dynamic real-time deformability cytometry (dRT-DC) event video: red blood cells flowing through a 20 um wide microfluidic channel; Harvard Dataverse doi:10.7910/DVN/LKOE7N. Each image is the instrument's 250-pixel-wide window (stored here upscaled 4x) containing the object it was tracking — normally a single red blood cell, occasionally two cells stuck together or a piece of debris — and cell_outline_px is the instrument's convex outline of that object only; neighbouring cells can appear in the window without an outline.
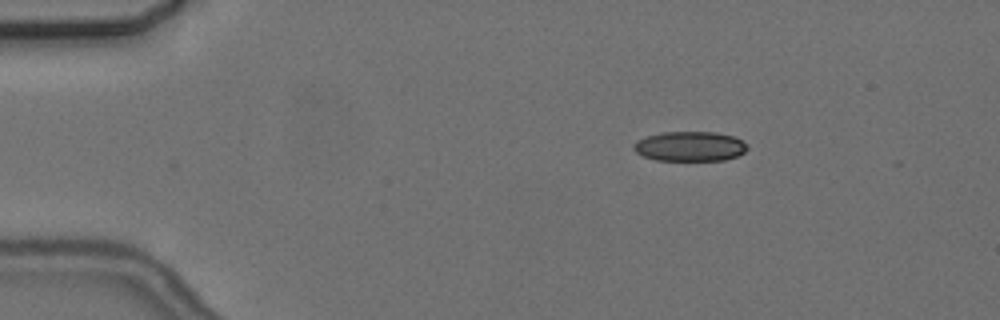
{"species": "common noctule bat (a hibernating species)", "species_latin": "Nyctalus noctula", "temperature_condition": "cold", "stored_images_in_passage": 2, "camera_frame_rate_fps": 3000, "um_per_image_px": 0.085, "animal": {"sex": "female", "body_mass_g": 24.6, "forearm_length_mm": 56.2}, "frame": {"image": 1, "passage_image": 2, "time_ms": 1.333, "image_size_px": [1000, 320], "cell_outline_px": [[748, 148], [744, 152], [736, 156], [724, 160], [656, 160], [644, 156], [636, 152], [632, 148], [632, 144], [636, 140], [648, 136], [664, 132], [716, 132], [732, 136], [744, 140], [748, 144]], "centroid_in_image_um": [58.65, 12.43], "position_along_channel_um": 26.3, "area_um2": 19.77}}